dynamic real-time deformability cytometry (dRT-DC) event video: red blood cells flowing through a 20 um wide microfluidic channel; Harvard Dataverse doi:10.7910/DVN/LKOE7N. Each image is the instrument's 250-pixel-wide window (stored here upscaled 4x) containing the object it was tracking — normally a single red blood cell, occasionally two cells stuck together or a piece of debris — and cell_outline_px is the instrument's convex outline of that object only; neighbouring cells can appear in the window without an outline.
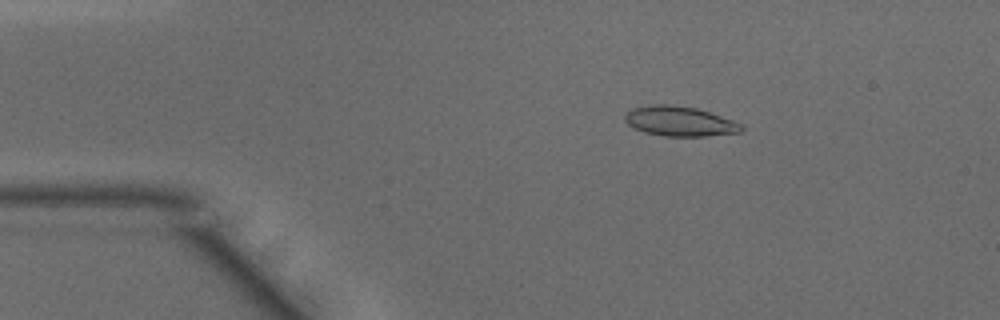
{"species": "common noctule bat (a hibernating species)", "species_latin": "Nyctalus noctula", "temperature_condition": "warm", "stored_images_in_passage": 46, "camera_frame_rate_fps": 3000, "um_per_image_px": 0.085, "animal": {"sex": "male", "body_mass_g": 15.6}, "frame": {"image": 1, "passage_image": 6, "time_ms": 1.667, "image_size_px": [1000, 320], "cell_outline_px": [[744, 128], [740, 132], [704, 136], [664, 136], [644, 132], [628, 124], [624, 120], [624, 116], [632, 108], [652, 104], [672, 104], [696, 108], [732, 120], [740, 124]], "centroid_in_image_um": [57.74, 10.3], "position_along_channel_um": 27.3, "area_um2": 20.06}}
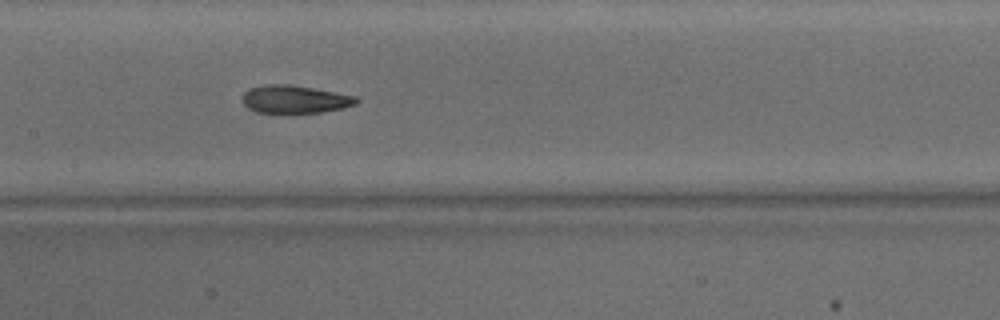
{"frame": {"image": 2, "passage_image": 21, "time_ms": 6.667, "image_size_px": [1000, 320], "cell_outline_px": [[360, 100], [356, 104], [344, 108], [320, 112], [256, 112], [248, 108], [240, 100], [244, 92], [248, 88], [264, 84], [288, 84], [312, 88], [356, 96]], "centroid_in_image_um": [25.02, 8.43], "position_along_channel_um": 182.4, "area_um2": 18.5}}
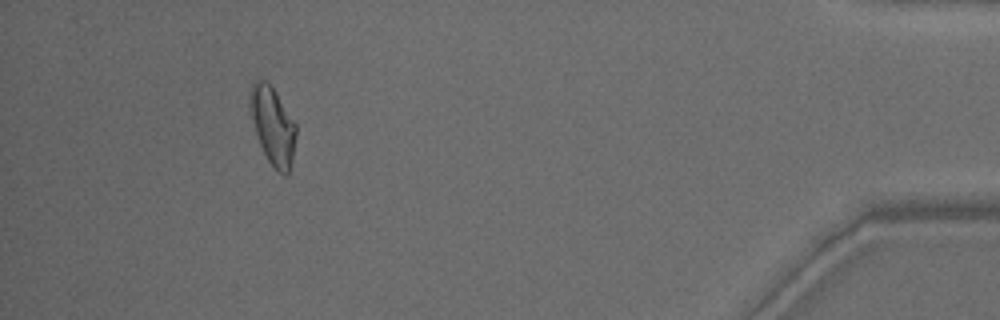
{"frame": {"image": 3, "passage_image": 42, "time_ms": 13.667, "image_size_px": [1000, 320], "cell_outline_px": [[296, 136], [292, 160], [288, 172], [284, 176], [276, 172], [268, 160], [260, 144], [252, 120], [248, 104], [248, 92], [252, 84], [256, 80], [264, 80], [276, 92], [296, 124]], "centroid_in_image_um": [23.17, 10.68], "position_along_channel_um": 412.0, "area_um2": 20.81}, "authors_computed_cell_mechanics": {"area_um2": 19.5075, "velocity_mm_per_s": 4.1865, "shape_relaxation_time_tau1_ms": 7.0852, "shape_relaxation_time_tau2_ms": 1.2947, "deformation_change_tau1": 0.2039, "deformation_change_tau2": 0.0847}}